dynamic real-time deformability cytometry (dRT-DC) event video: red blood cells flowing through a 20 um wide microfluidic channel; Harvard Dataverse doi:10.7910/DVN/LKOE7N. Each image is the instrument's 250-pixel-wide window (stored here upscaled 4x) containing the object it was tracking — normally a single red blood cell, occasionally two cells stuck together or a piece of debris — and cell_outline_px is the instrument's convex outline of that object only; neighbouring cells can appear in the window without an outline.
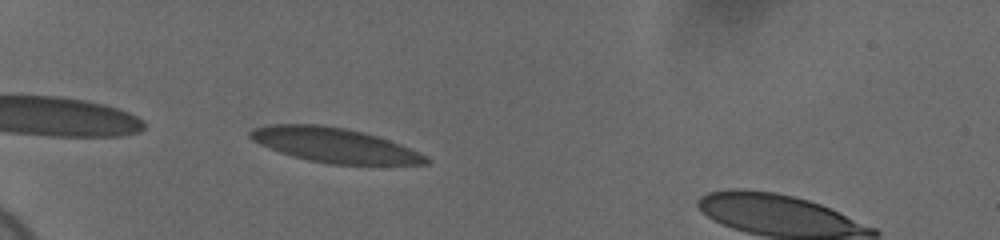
{"species": "human", "species_latin": "Homo sapiens", "temperature_condition": "cold", "stored_images_in_passage": 37, "camera_frame_rate_fps": 3000, "um_per_image_px": 0.085, "donor": {"sex": "female"}, "frame": {"image": 1, "passage_image": 2, "time_ms": 0.333, "image_size_px": [1000, 240], "cell_outline_px": [[432, 160], [428, 164], [332, 164], [308, 160], [280, 152], [260, 144], [252, 140], [248, 136], [248, 132], [252, 128], [264, 124], [320, 124], [344, 128], [364, 132], [400, 144], [428, 156]], "centroid_in_image_um": [28.4, 12.32], "position_along_channel_um": 56.6, "area_um2": 35.37}}
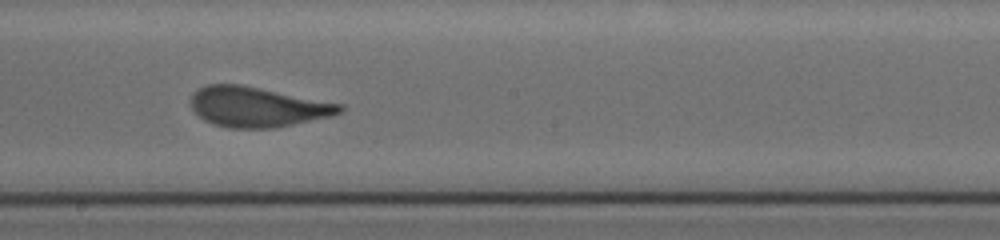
{"frame": {"image": 2, "passage_image": 18, "time_ms": 5.667, "image_size_px": [1000, 240], "cell_outline_px": [[344, 108], [340, 112], [328, 116], [276, 128], [228, 128], [212, 124], [204, 120], [192, 108], [192, 96], [200, 88], [208, 84], [240, 84], [344, 104]], "centroid_in_image_um": [21.88, 9.09], "position_along_channel_um": 226.3, "area_um2": 34.45}}
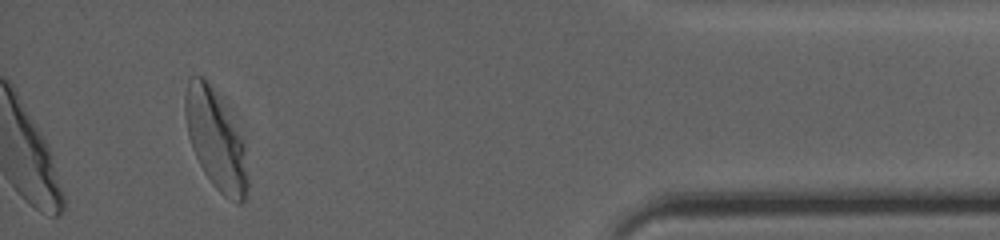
{"frame": {"image": 3, "passage_image": 37, "time_ms": 12.0, "image_size_px": [1000, 240], "cell_outline_px": [[248, 184], [244, 200], [240, 204], [236, 204], [224, 196], [212, 184], [204, 172], [192, 148], [188, 136], [184, 108], [184, 96], [188, 80], [196, 76], [204, 76], [244, 144], [248, 176]], "centroid_in_image_um": [18.31, 11.96], "position_along_channel_um": 416.9, "area_um2": 35.03}, "authors_computed_cell_mechanics": {"area_um2": 34.6222, "velocity_mm_per_s": 3.6743, "shape_relaxation_time_tau1_ms": 5.0656, "shape_relaxation_time_tau2_ms": null, "deformation_change_tau1": 0.1611, "deformation_change_tau2": null}}